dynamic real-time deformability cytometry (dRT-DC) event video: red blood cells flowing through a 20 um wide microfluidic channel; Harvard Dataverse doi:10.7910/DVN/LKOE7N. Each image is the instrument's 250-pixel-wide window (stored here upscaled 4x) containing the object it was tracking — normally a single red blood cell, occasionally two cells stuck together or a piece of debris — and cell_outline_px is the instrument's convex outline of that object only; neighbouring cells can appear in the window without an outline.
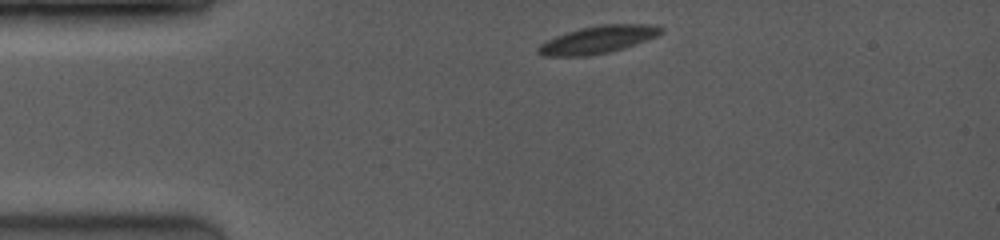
{"species": "common noctule bat (a hibernating species)", "species_latin": "Nyctalus noctula", "temperature_condition": "room temperature", "stored_images_in_passage": 8, "camera_frame_rate_fps": 3500, "um_per_image_px": 0.085, "animal": {"sex": "female", "body_mass_g": 19.0, "forearm_length_mm": 53.3}, "frame": {"image": 1, "passage_image": 1, "time_ms": 0.0, "image_size_px": [1000, 240], "cell_outline_px": [[664, 32], [656, 36], [636, 44], [624, 48], [608, 52], [588, 56], [544, 56], [536, 52], [536, 48], [540, 44], [556, 36], [580, 28], [604, 24], [644, 24], [664, 28]], "centroid_in_image_um": [50.81, 3.38], "position_along_channel_um": 34.2, "area_um2": 19.54}}
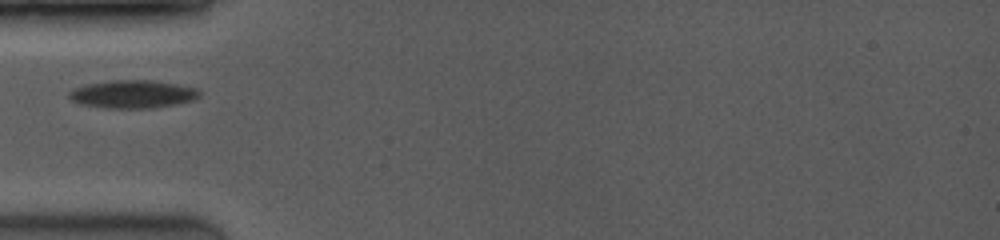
{"frame": {"image": 2, "passage_image": 3, "time_ms": 2.0, "image_size_px": [1000, 240], "cell_outline_px": [[200, 96], [192, 100], [176, 104], [152, 108], [108, 108], [80, 104], [72, 100], [68, 96], [68, 92], [76, 88], [88, 84], [112, 80], [152, 80], [176, 84], [196, 88], [200, 92]], "centroid_in_image_um": [11.29, 8.0], "position_along_channel_um": 73.7, "area_um2": 21.1}}
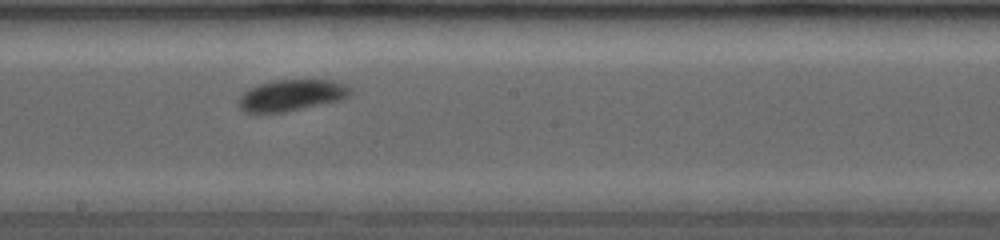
{"frame": {"image": 3, "passage_image": 7, "time_ms": 5.714, "image_size_px": [1000, 240], "cell_outline_px": [[352, 92], [344, 100], [284, 112], [244, 112], [240, 108], [240, 96], [248, 88], [260, 84], [276, 80], [332, 80], [344, 84], [352, 88]], "centroid_in_image_um": [24.83, 8.1], "position_along_channel_um": 223.4, "area_um2": 20.35}}